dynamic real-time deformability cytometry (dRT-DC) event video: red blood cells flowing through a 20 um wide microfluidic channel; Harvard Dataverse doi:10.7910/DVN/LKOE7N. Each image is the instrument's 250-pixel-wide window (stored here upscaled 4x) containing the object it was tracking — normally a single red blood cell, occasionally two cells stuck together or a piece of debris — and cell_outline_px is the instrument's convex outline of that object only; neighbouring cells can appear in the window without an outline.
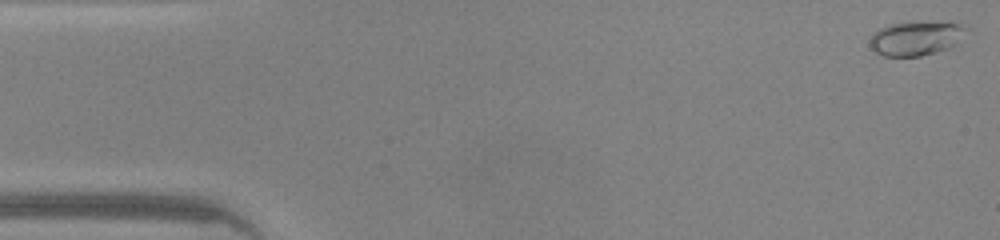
{"species": "common noctule bat (a hibernating species)", "species_latin": "Nyctalus noctula", "temperature_condition": "warm", "stored_images_in_passage": 46, "camera_frame_rate_fps": 3000, "um_per_image_px": 0.085, "animal": {"sex": "male", "body_mass_g": 20.0, "forearm_length_mm": 53.3}, "frame": {"image": 1, "passage_image": 1, "time_ms": 0.0, "image_size_px": [1000, 240], "cell_outline_px": [[968, 28], [948, 48], [920, 56], [884, 56], [876, 52], [868, 44], [868, 40], [872, 32], [880, 28], [892, 24], [956, 24]], "centroid_in_image_um": [77.7, 3.3], "position_along_channel_um": 7.3, "area_um2": 18.09}}
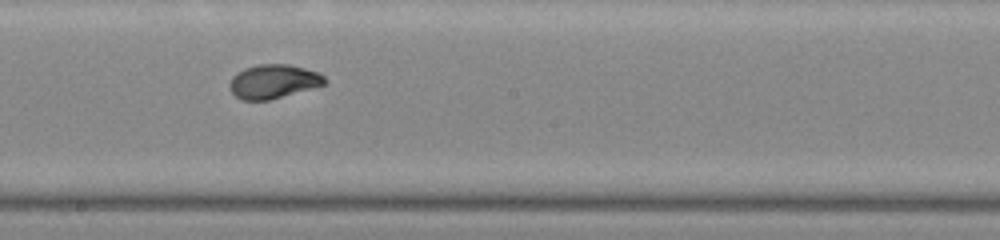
{"frame": {"image": 2, "passage_image": 25, "time_ms": 8.0, "image_size_px": [1000, 240], "cell_outline_px": [[328, 80], [324, 84], [268, 100], [240, 100], [232, 92], [228, 84], [232, 76], [236, 72], [244, 68], [256, 64], [292, 64], [320, 72]], "centroid_in_image_um": [23.22, 6.9], "position_along_channel_um": 225.0, "area_um2": 18.9}}
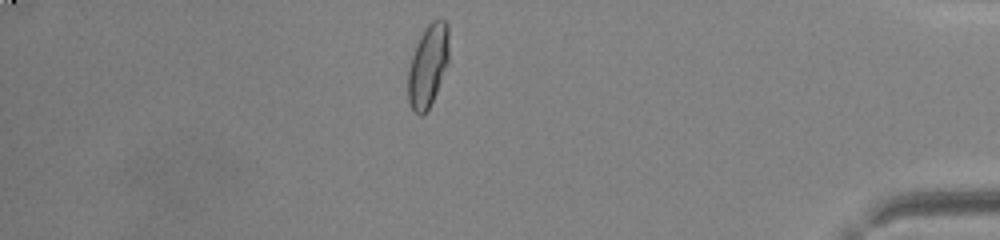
{"frame": {"image": 3, "passage_image": 40, "time_ms": 13.0, "image_size_px": [1000, 240], "cell_outline_px": [[448, 60], [436, 92], [424, 116], [420, 116], [412, 112], [408, 100], [408, 68], [416, 44], [424, 28], [432, 20], [444, 20], [448, 24]], "centroid_in_image_um": [36.35, 5.6], "position_along_channel_um": 398.9, "area_um2": 19.54}, "authors_computed_cell_mechanics": {"area_um2": 18.6983, "velocity_mm_per_s": 4.3454, "shape_relaxation_time_tau1_ms": 3.814, "shape_relaxation_time_tau2_ms": null, "deformation_change_tau1": 0.1758, "deformation_change_tau2": null}}